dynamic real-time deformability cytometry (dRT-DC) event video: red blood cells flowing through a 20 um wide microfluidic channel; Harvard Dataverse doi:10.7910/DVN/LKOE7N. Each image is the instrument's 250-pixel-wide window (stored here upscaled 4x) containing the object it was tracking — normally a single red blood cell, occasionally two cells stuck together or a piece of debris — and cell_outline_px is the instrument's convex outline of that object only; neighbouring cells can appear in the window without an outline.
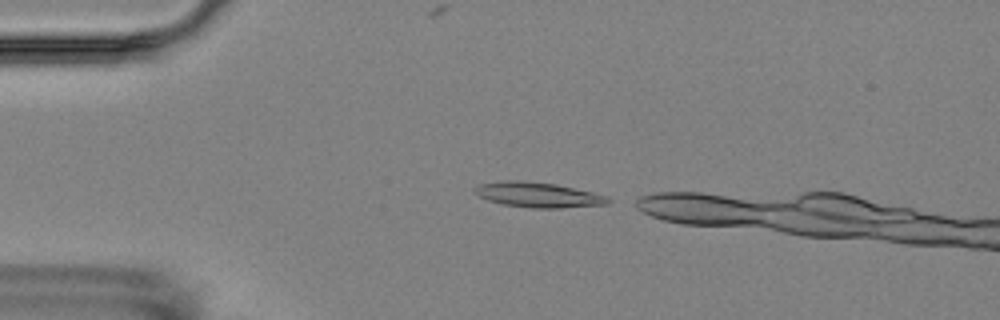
{"species": "Egyptian fruit bat (a non-hibernating species)", "species_latin": "Rousettus aegyptiacus", "temperature_condition": "room temperature", "stored_images_in_passage": 3, "camera_frame_rate_fps": 3000, "um_per_image_px": 0.085, "animal": {"sex": "female"}, "frame": {"image": 1, "passage_image": 1, "time_ms": 0.0, "image_size_px": [1000, 320], "cell_outline_px": [[612, 200], [608, 204], [560, 208], [532, 208], [504, 204], [488, 200], [480, 196], [472, 188], [480, 184], [508, 180], [516, 180], [556, 184], [592, 192], [608, 196]], "centroid_in_image_um": [45.78, 16.56], "position_along_channel_um": 39.2, "area_um2": 19.31}}